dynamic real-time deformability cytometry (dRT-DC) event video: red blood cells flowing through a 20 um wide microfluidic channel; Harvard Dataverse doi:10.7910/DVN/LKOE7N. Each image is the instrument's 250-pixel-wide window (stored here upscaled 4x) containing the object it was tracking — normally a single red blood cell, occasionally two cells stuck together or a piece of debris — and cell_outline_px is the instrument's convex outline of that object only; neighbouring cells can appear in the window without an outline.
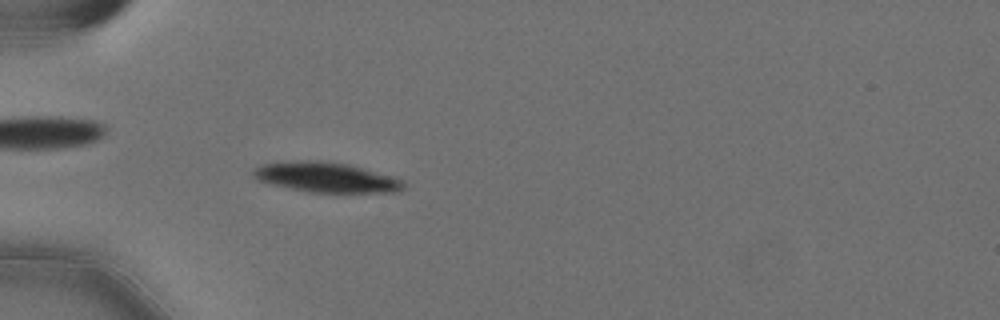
{"species": "Egyptian fruit bat (a non-hibernating species)", "species_latin": "Rousettus aegyptiacus", "temperature_condition": "cold", "stored_images_in_passage": 57, "camera_frame_rate_fps": 3000, "um_per_image_px": 0.085, "animal": {"sex": "female"}, "frame": {"image": 1, "passage_image": 18, "time_ms": 5.667, "image_size_px": [1000, 320], "cell_outline_px": [[404, 188], [400, 192], [308, 192], [272, 184], [256, 180], [252, 176], [252, 172], [256, 168], [264, 164], [292, 160], [320, 160], [348, 164], [364, 168], [392, 176], [404, 180]], "centroid_in_image_um": [27.73, 15.06], "position_along_channel_um": 57.3, "area_um2": 26.36}}
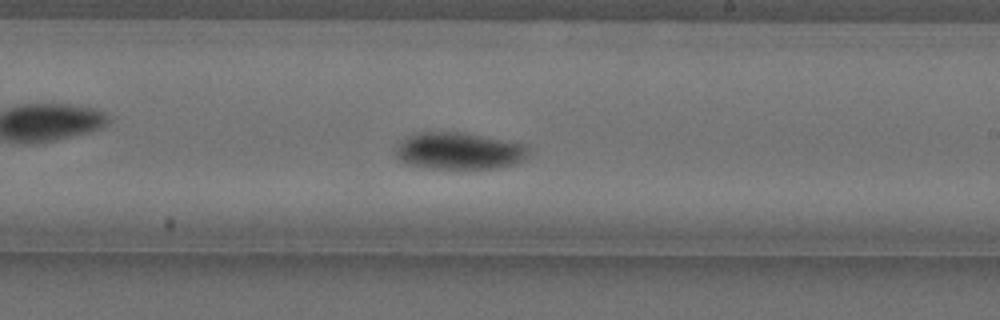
{"frame": {"image": 2, "passage_image": 35, "time_ms": 11.333, "image_size_px": [1000, 320], "cell_outline_px": [[528, 152], [524, 160], [512, 164], [496, 168], [428, 168], [404, 164], [396, 156], [396, 148], [404, 140], [420, 132], [460, 132], [528, 144]], "centroid_in_image_um": [39.04, 12.84], "position_along_channel_um": 250.0, "area_um2": 28.32}}
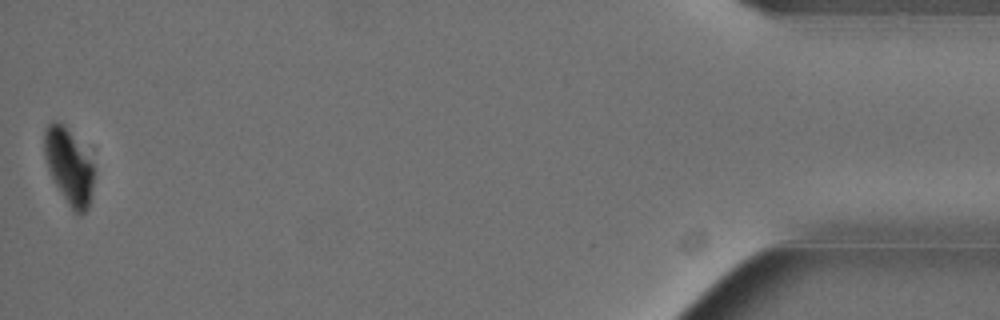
{"frame": {"image": 3, "passage_image": 57, "time_ms": 18.667, "image_size_px": [1000, 320], "cell_outline_px": [[96, 172], [88, 208], [80, 216], [68, 204], [56, 184], [48, 168], [44, 156], [44, 128], [52, 120], [56, 120], [64, 124], [92, 164]], "centroid_in_image_um": [5.84, 14.13], "position_along_channel_um": 429.4, "area_um2": 21.44}, "authors_computed_cell_mechanics": {"area_um2": 26.3568, "velocity_mm_per_s": 3.5652, "shape_relaxation_time_tau1_ms": 2.8268, "shape_relaxation_time_tau2_ms": null, "deformation_change_tau1": 0.1174, "deformation_change_tau2": null}}